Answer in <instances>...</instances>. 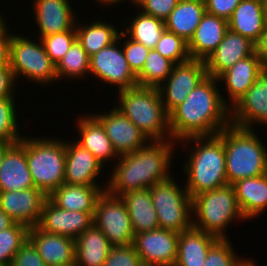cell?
<instances>
[{"label": "cell", "instance_id": "obj_1", "mask_svg": "<svg viewBox=\"0 0 267 266\" xmlns=\"http://www.w3.org/2000/svg\"><path fill=\"white\" fill-rule=\"evenodd\" d=\"M231 124V109L224 103L218 79L207 76L169 114L171 140L212 136Z\"/></svg>", "mask_w": 267, "mask_h": 266}, {"label": "cell", "instance_id": "obj_2", "mask_svg": "<svg viewBox=\"0 0 267 266\" xmlns=\"http://www.w3.org/2000/svg\"><path fill=\"white\" fill-rule=\"evenodd\" d=\"M177 142L150 141L145 147L133 153L119 156L113 161V170L107 180L106 190L115 196H122L131 191L150 188L158 182L169 179ZM172 173V174H171ZM171 174V175H170Z\"/></svg>", "mask_w": 267, "mask_h": 266}, {"label": "cell", "instance_id": "obj_3", "mask_svg": "<svg viewBox=\"0 0 267 266\" xmlns=\"http://www.w3.org/2000/svg\"><path fill=\"white\" fill-rule=\"evenodd\" d=\"M177 143L183 147L181 149H189L181 169L183 176L186 175L184 185L191 198L228 185L224 141L218 134L188 137Z\"/></svg>", "mask_w": 267, "mask_h": 266}, {"label": "cell", "instance_id": "obj_4", "mask_svg": "<svg viewBox=\"0 0 267 266\" xmlns=\"http://www.w3.org/2000/svg\"><path fill=\"white\" fill-rule=\"evenodd\" d=\"M256 129L230 124L218 135L224 141L228 185L238 180L267 174V147Z\"/></svg>", "mask_w": 267, "mask_h": 266}, {"label": "cell", "instance_id": "obj_5", "mask_svg": "<svg viewBox=\"0 0 267 266\" xmlns=\"http://www.w3.org/2000/svg\"><path fill=\"white\" fill-rule=\"evenodd\" d=\"M115 104L150 141L171 140L169 114L158 88L134 87L117 92ZM118 95V96H117Z\"/></svg>", "mask_w": 267, "mask_h": 266}, {"label": "cell", "instance_id": "obj_6", "mask_svg": "<svg viewBox=\"0 0 267 266\" xmlns=\"http://www.w3.org/2000/svg\"><path fill=\"white\" fill-rule=\"evenodd\" d=\"M192 214L194 228L218 239H229L226 229L233 222L246 221L232 185L195 195L192 198Z\"/></svg>", "mask_w": 267, "mask_h": 266}, {"label": "cell", "instance_id": "obj_7", "mask_svg": "<svg viewBox=\"0 0 267 266\" xmlns=\"http://www.w3.org/2000/svg\"><path fill=\"white\" fill-rule=\"evenodd\" d=\"M25 136V152L34 186L49 197L64 183L65 139Z\"/></svg>", "mask_w": 267, "mask_h": 266}, {"label": "cell", "instance_id": "obj_8", "mask_svg": "<svg viewBox=\"0 0 267 266\" xmlns=\"http://www.w3.org/2000/svg\"><path fill=\"white\" fill-rule=\"evenodd\" d=\"M28 37L15 34L14 31L10 40V67L17 84L20 82L18 79L23 76L25 81L29 80L33 84L55 85L56 64L49 58L40 38L35 41L31 36Z\"/></svg>", "mask_w": 267, "mask_h": 266}, {"label": "cell", "instance_id": "obj_9", "mask_svg": "<svg viewBox=\"0 0 267 266\" xmlns=\"http://www.w3.org/2000/svg\"><path fill=\"white\" fill-rule=\"evenodd\" d=\"M171 176L150 187L159 228L181 233L193 227L192 198ZM183 187V188H182Z\"/></svg>", "mask_w": 267, "mask_h": 266}, {"label": "cell", "instance_id": "obj_10", "mask_svg": "<svg viewBox=\"0 0 267 266\" xmlns=\"http://www.w3.org/2000/svg\"><path fill=\"white\" fill-rule=\"evenodd\" d=\"M93 224L101 230L112 246L133 245L134 231L125 204L120 196L103 191L97 199Z\"/></svg>", "mask_w": 267, "mask_h": 266}, {"label": "cell", "instance_id": "obj_11", "mask_svg": "<svg viewBox=\"0 0 267 266\" xmlns=\"http://www.w3.org/2000/svg\"><path fill=\"white\" fill-rule=\"evenodd\" d=\"M89 74L107 86L115 85L117 92L138 86L137 78L126 61L120 34L115 42L90 56Z\"/></svg>", "mask_w": 267, "mask_h": 266}, {"label": "cell", "instance_id": "obj_12", "mask_svg": "<svg viewBox=\"0 0 267 266\" xmlns=\"http://www.w3.org/2000/svg\"><path fill=\"white\" fill-rule=\"evenodd\" d=\"M208 76L204 60L189 59L174 64L171 74L158 87L165 110L170 114Z\"/></svg>", "mask_w": 267, "mask_h": 266}, {"label": "cell", "instance_id": "obj_13", "mask_svg": "<svg viewBox=\"0 0 267 266\" xmlns=\"http://www.w3.org/2000/svg\"><path fill=\"white\" fill-rule=\"evenodd\" d=\"M109 112L91 113L103 126L118 156L133 153L145 147L150 140L117 107L111 106Z\"/></svg>", "mask_w": 267, "mask_h": 266}, {"label": "cell", "instance_id": "obj_14", "mask_svg": "<svg viewBox=\"0 0 267 266\" xmlns=\"http://www.w3.org/2000/svg\"><path fill=\"white\" fill-rule=\"evenodd\" d=\"M179 233L155 229L134 235L133 246L141 264L174 266L177 258Z\"/></svg>", "mask_w": 267, "mask_h": 266}, {"label": "cell", "instance_id": "obj_15", "mask_svg": "<svg viewBox=\"0 0 267 266\" xmlns=\"http://www.w3.org/2000/svg\"><path fill=\"white\" fill-rule=\"evenodd\" d=\"M231 124L247 129L267 124V65L258 72L252 87L231 108Z\"/></svg>", "mask_w": 267, "mask_h": 266}, {"label": "cell", "instance_id": "obj_16", "mask_svg": "<svg viewBox=\"0 0 267 266\" xmlns=\"http://www.w3.org/2000/svg\"><path fill=\"white\" fill-rule=\"evenodd\" d=\"M65 151V184L81 186H102L103 184L107 186L108 182L104 181V184L99 179L105 174L102 170L110 168H105L89 150L83 148L73 139L70 141L65 139Z\"/></svg>", "mask_w": 267, "mask_h": 266}, {"label": "cell", "instance_id": "obj_17", "mask_svg": "<svg viewBox=\"0 0 267 266\" xmlns=\"http://www.w3.org/2000/svg\"><path fill=\"white\" fill-rule=\"evenodd\" d=\"M72 3V0H32V17L39 34L37 38L75 30L78 16Z\"/></svg>", "mask_w": 267, "mask_h": 266}, {"label": "cell", "instance_id": "obj_18", "mask_svg": "<svg viewBox=\"0 0 267 266\" xmlns=\"http://www.w3.org/2000/svg\"><path fill=\"white\" fill-rule=\"evenodd\" d=\"M94 213L60 208L48 197L42 206L37 227L46 233L60 234L75 240L93 225Z\"/></svg>", "mask_w": 267, "mask_h": 266}, {"label": "cell", "instance_id": "obj_19", "mask_svg": "<svg viewBox=\"0 0 267 266\" xmlns=\"http://www.w3.org/2000/svg\"><path fill=\"white\" fill-rule=\"evenodd\" d=\"M263 67L261 58L254 52L252 55L237 61L217 77L219 85L224 87H220L223 101L230 109L252 87L257 79L258 72ZM223 91L227 92L228 98L224 97L226 95H223L225 94Z\"/></svg>", "mask_w": 267, "mask_h": 266}, {"label": "cell", "instance_id": "obj_20", "mask_svg": "<svg viewBox=\"0 0 267 266\" xmlns=\"http://www.w3.org/2000/svg\"><path fill=\"white\" fill-rule=\"evenodd\" d=\"M48 197L36 187L20 191H0V208L16 223L28 228L38 225Z\"/></svg>", "mask_w": 267, "mask_h": 266}, {"label": "cell", "instance_id": "obj_21", "mask_svg": "<svg viewBox=\"0 0 267 266\" xmlns=\"http://www.w3.org/2000/svg\"><path fill=\"white\" fill-rule=\"evenodd\" d=\"M255 52V44L228 29L218 47L205 60L207 74L217 78L221 73Z\"/></svg>", "mask_w": 267, "mask_h": 266}, {"label": "cell", "instance_id": "obj_22", "mask_svg": "<svg viewBox=\"0 0 267 266\" xmlns=\"http://www.w3.org/2000/svg\"><path fill=\"white\" fill-rule=\"evenodd\" d=\"M28 240L46 266L75 265V240L60 234L46 233L37 226L29 228Z\"/></svg>", "mask_w": 267, "mask_h": 266}, {"label": "cell", "instance_id": "obj_23", "mask_svg": "<svg viewBox=\"0 0 267 266\" xmlns=\"http://www.w3.org/2000/svg\"><path fill=\"white\" fill-rule=\"evenodd\" d=\"M89 113L88 115L86 113L77 114L76 123H73L76 125L78 132V137L77 140L75 138V141L86 150H89L105 167L108 165L107 162H112L113 160L116 162L119 156L101 123Z\"/></svg>", "mask_w": 267, "mask_h": 266}, {"label": "cell", "instance_id": "obj_24", "mask_svg": "<svg viewBox=\"0 0 267 266\" xmlns=\"http://www.w3.org/2000/svg\"><path fill=\"white\" fill-rule=\"evenodd\" d=\"M34 182L29 171L26 152L25 134L6 151L0 166V191H20L33 188Z\"/></svg>", "mask_w": 267, "mask_h": 266}, {"label": "cell", "instance_id": "obj_25", "mask_svg": "<svg viewBox=\"0 0 267 266\" xmlns=\"http://www.w3.org/2000/svg\"><path fill=\"white\" fill-rule=\"evenodd\" d=\"M228 29L227 20L206 12L187 42L190 58L205 61L218 47Z\"/></svg>", "mask_w": 267, "mask_h": 266}, {"label": "cell", "instance_id": "obj_26", "mask_svg": "<svg viewBox=\"0 0 267 266\" xmlns=\"http://www.w3.org/2000/svg\"><path fill=\"white\" fill-rule=\"evenodd\" d=\"M232 186L247 222L259 218L267 210V174L238 180Z\"/></svg>", "mask_w": 267, "mask_h": 266}, {"label": "cell", "instance_id": "obj_27", "mask_svg": "<svg viewBox=\"0 0 267 266\" xmlns=\"http://www.w3.org/2000/svg\"><path fill=\"white\" fill-rule=\"evenodd\" d=\"M265 25L264 0H242L228 20L230 30L248 38L254 44L260 39Z\"/></svg>", "mask_w": 267, "mask_h": 266}, {"label": "cell", "instance_id": "obj_28", "mask_svg": "<svg viewBox=\"0 0 267 266\" xmlns=\"http://www.w3.org/2000/svg\"><path fill=\"white\" fill-rule=\"evenodd\" d=\"M217 237L194 227L179 233L174 266H204L209 248Z\"/></svg>", "mask_w": 267, "mask_h": 266}, {"label": "cell", "instance_id": "obj_29", "mask_svg": "<svg viewBox=\"0 0 267 266\" xmlns=\"http://www.w3.org/2000/svg\"><path fill=\"white\" fill-rule=\"evenodd\" d=\"M112 248L94 224L75 239V266H103Z\"/></svg>", "mask_w": 267, "mask_h": 266}, {"label": "cell", "instance_id": "obj_30", "mask_svg": "<svg viewBox=\"0 0 267 266\" xmlns=\"http://www.w3.org/2000/svg\"><path fill=\"white\" fill-rule=\"evenodd\" d=\"M107 186H81L63 183L49 198L60 208L80 211L95 212L97 199Z\"/></svg>", "mask_w": 267, "mask_h": 266}, {"label": "cell", "instance_id": "obj_31", "mask_svg": "<svg viewBox=\"0 0 267 266\" xmlns=\"http://www.w3.org/2000/svg\"><path fill=\"white\" fill-rule=\"evenodd\" d=\"M121 198L125 201L134 235L159 228L149 188L127 192Z\"/></svg>", "mask_w": 267, "mask_h": 266}, {"label": "cell", "instance_id": "obj_32", "mask_svg": "<svg viewBox=\"0 0 267 266\" xmlns=\"http://www.w3.org/2000/svg\"><path fill=\"white\" fill-rule=\"evenodd\" d=\"M107 22L105 19L104 21L94 19L91 22L89 21V23L83 22L85 24L81 20L76 21L77 40L89 56H92L118 39L121 28L117 29L118 27L114 26L115 23L111 20Z\"/></svg>", "mask_w": 267, "mask_h": 266}, {"label": "cell", "instance_id": "obj_33", "mask_svg": "<svg viewBox=\"0 0 267 266\" xmlns=\"http://www.w3.org/2000/svg\"><path fill=\"white\" fill-rule=\"evenodd\" d=\"M205 13L204 3L197 0H179L175 9L164 21L165 28L188 42Z\"/></svg>", "mask_w": 267, "mask_h": 266}, {"label": "cell", "instance_id": "obj_34", "mask_svg": "<svg viewBox=\"0 0 267 266\" xmlns=\"http://www.w3.org/2000/svg\"><path fill=\"white\" fill-rule=\"evenodd\" d=\"M136 13L131 18L125 19L126 21L121 19L123 22L120 27L123 26L122 31L130 39L143 44L149 49H154L166 29L165 23L163 20L144 14L138 9Z\"/></svg>", "mask_w": 267, "mask_h": 266}, {"label": "cell", "instance_id": "obj_35", "mask_svg": "<svg viewBox=\"0 0 267 266\" xmlns=\"http://www.w3.org/2000/svg\"><path fill=\"white\" fill-rule=\"evenodd\" d=\"M90 70V56L76 40L65 56L56 65L57 80H78L88 79Z\"/></svg>", "mask_w": 267, "mask_h": 266}, {"label": "cell", "instance_id": "obj_36", "mask_svg": "<svg viewBox=\"0 0 267 266\" xmlns=\"http://www.w3.org/2000/svg\"><path fill=\"white\" fill-rule=\"evenodd\" d=\"M174 63L155 49H150L142 71L136 76L138 86L158 88L171 74Z\"/></svg>", "mask_w": 267, "mask_h": 266}, {"label": "cell", "instance_id": "obj_37", "mask_svg": "<svg viewBox=\"0 0 267 266\" xmlns=\"http://www.w3.org/2000/svg\"><path fill=\"white\" fill-rule=\"evenodd\" d=\"M15 98H0V141L5 143L14 144L23 138V133H20L22 131L19 125L21 122H18L23 118H19V112H17L19 105Z\"/></svg>", "mask_w": 267, "mask_h": 266}, {"label": "cell", "instance_id": "obj_38", "mask_svg": "<svg viewBox=\"0 0 267 266\" xmlns=\"http://www.w3.org/2000/svg\"><path fill=\"white\" fill-rule=\"evenodd\" d=\"M28 232L29 228L20 223L0 231V265H11L15 253L28 239Z\"/></svg>", "mask_w": 267, "mask_h": 266}, {"label": "cell", "instance_id": "obj_39", "mask_svg": "<svg viewBox=\"0 0 267 266\" xmlns=\"http://www.w3.org/2000/svg\"><path fill=\"white\" fill-rule=\"evenodd\" d=\"M154 49L174 64L183 63L190 59L187 42L182 37L166 29Z\"/></svg>", "mask_w": 267, "mask_h": 266}, {"label": "cell", "instance_id": "obj_40", "mask_svg": "<svg viewBox=\"0 0 267 266\" xmlns=\"http://www.w3.org/2000/svg\"><path fill=\"white\" fill-rule=\"evenodd\" d=\"M230 239H218L208 250L204 266H239L246 257L236 254Z\"/></svg>", "mask_w": 267, "mask_h": 266}, {"label": "cell", "instance_id": "obj_41", "mask_svg": "<svg viewBox=\"0 0 267 266\" xmlns=\"http://www.w3.org/2000/svg\"><path fill=\"white\" fill-rule=\"evenodd\" d=\"M76 40V30L63 31L41 38L46 53L56 65Z\"/></svg>", "mask_w": 267, "mask_h": 266}, {"label": "cell", "instance_id": "obj_42", "mask_svg": "<svg viewBox=\"0 0 267 266\" xmlns=\"http://www.w3.org/2000/svg\"><path fill=\"white\" fill-rule=\"evenodd\" d=\"M120 42L129 68L137 76L142 71L150 49L130 39L122 29L120 31Z\"/></svg>", "mask_w": 267, "mask_h": 266}, {"label": "cell", "instance_id": "obj_43", "mask_svg": "<svg viewBox=\"0 0 267 266\" xmlns=\"http://www.w3.org/2000/svg\"><path fill=\"white\" fill-rule=\"evenodd\" d=\"M141 261L133 245L112 246L103 266H140Z\"/></svg>", "mask_w": 267, "mask_h": 266}, {"label": "cell", "instance_id": "obj_44", "mask_svg": "<svg viewBox=\"0 0 267 266\" xmlns=\"http://www.w3.org/2000/svg\"><path fill=\"white\" fill-rule=\"evenodd\" d=\"M10 266H46L34 245L27 239L15 253Z\"/></svg>", "mask_w": 267, "mask_h": 266}, {"label": "cell", "instance_id": "obj_45", "mask_svg": "<svg viewBox=\"0 0 267 266\" xmlns=\"http://www.w3.org/2000/svg\"><path fill=\"white\" fill-rule=\"evenodd\" d=\"M179 0H147L138 10L142 13L154 16L165 21L175 9Z\"/></svg>", "mask_w": 267, "mask_h": 266}, {"label": "cell", "instance_id": "obj_46", "mask_svg": "<svg viewBox=\"0 0 267 266\" xmlns=\"http://www.w3.org/2000/svg\"><path fill=\"white\" fill-rule=\"evenodd\" d=\"M242 0H209L206 5V12L225 20H229Z\"/></svg>", "mask_w": 267, "mask_h": 266}, {"label": "cell", "instance_id": "obj_47", "mask_svg": "<svg viewBox=\"0 0 267 266\" xmlns=\"http://www.w3.org/2000/svg\"><path fill=\"white\" fill-rule=\"evenodd\" d=\"M16 86L18 84L10 65L0 67V98L18 96L14 91Z\"/></svg>", "mask_w": 267, "mask_h": 266}, {"label": "cell", "instance_id": "obj_48", "mask_svg": "<svg viewBox=\"0 0 267 266\" xmlns=\"http://www.w3.org/2000/svg\"><path fill=\"white\" fill-rule=\"evenodd\" d=\"M5 21L0 26V67L10 65V40L12 32L8 30L9 24ZM10 32V33H9Z\"/></svg>", "mask_w": 267, "mask_h": 266}, {"label": "cell", "instance_id": "obj_49", "mask_svg": "<svg viewBox=\"0 0 267 266\" xmlns=\"http://www.w3.org/2000/svg\"><path fill=\"white\" fill-rule=\"evenodd\" d=\"M255 52L261 58L263 64L267 65V25H265L260 39L255 44Z\"/></svg>", "mask_w": 267, "mask_h": 266}, {"label": "cell", "instance_id": "obj_50", "mask_svg": "<svg viewBox=\"0 0 267 266\" xmlns=\"http://www.w3.org/2000/svg\"><path fill=\"white\" fill-rule=\"evenodd\" d=\"M16 222L0 208V231L12 227Z\"/></svg>", "mask_w": 267, "mask_h": 266}, {"label": "cell", "instance_id": "obj_51", "mask_svg": "<svg viewBox=\"0 0 267 266\" xmlns=\"http://www.w3.org/2000/svg\"><path fill=\"white\" fill-rule=\"evenodd\" d=\"M96 1V2H95ZM126 0H93V3H98V6H102L103 8L105 7V9L111 8L113 9L117 4L120 5L121 3H123ZM128 2V0L126 1ZM120 3V4H119ZM110 6V7H109ZM113 6V8H112Z\"/></svg>", "mask_w": 267, "mask_h": 266}, {"label": "cell", "instance_id": "obj_52", "mask_svg": "<svg viewBox=\"0 0 267 266\" xmlns=\"http://www.w3.org/2000/svg\"><path fill=\"white\" fill-rule=\"evenodd\" d=\"M13 143H5L0 141V166L3 162L5 153L7 151V149L12 145Z\"/></svg>", "mask_w": 267, "mask_h": 266}, {"label": "cell", "instance_id": "obj_53", "mask_svg": "<svg viewBox=\"0 0 267 266\" xmlns=\"http://www.w3.org/2000/svg\"><path fill=\"white\" fill-rule=\"evenodd\" d=\"M257 264L258 263L256 262V260H254L252 257H248L239 266H257Z\"/></svg>", "mask_w": 267, "mask_h": 266}, {"label": "cell", "instance_id": "obj_54", "mask_svg": "<svg viewBox=\"0 0 267 266\" xmlns=\"http://www.w3.org/2000/svg\"><path fill=\"white\" fill-rule=\"evenodd\" d=\"M146 1L147 0H128V2L131 3V5H135L137 9Z\"/></svg>", "mask_w": 267, "mask_h": 266}, {"label": "cell", "instance_id": "obj_55", "mask_svg": "<svg viewBox=\"0 0 267 266\" xmlns=\"http://www.w3.org/2000/svg\"><path fill=\"white\" fill-rule=\"evenodd\" d=\"M2 15H3V13L2 14L0 13V26L6 21V19H8L6 16H4V15L2 16Z\"/></svg>", "mask_w": 267, "mask_h": 266}, {"label": "cell", "instance_id": "obj_56", "mask_svg": "<svg viewBox=\"0 0 267 266\" xmlns=\"http://www.w3.org/2000/svg\"><path fill=\"white\" fill-rule=\"evenodd\" d=\"M264 7H265V21L267 25V0H264Z\"/></svg>", "mask_w": 267, "mask_h": 266}, {"label": "cell", "instance_id": "obj_57", "mask_svg": "<svg viewBox=\"0 0 267 266\" xmlns=\"http://www.w3.org/2000/svg\"><path fill=\"white\" fill-rule=\"evenodd\" d=\"M197 1L206 4L209 0H197Z\"/></svg>", "mask_w": 267, "mask_h": 266}, {"label": "cell", "instance_id": "obj_58", "mask_svg": "<svg viewBox=\"0 0 267 266\" xmlns=\"http://www.w3.org/2000/svg\"><path fill=\"white\" fill-rule=\"evenodd\" d=\"M140 266H153V265L140 264Z\"/></svg>", "mask_w": 267, "mask_h": 266}]
</instances>
